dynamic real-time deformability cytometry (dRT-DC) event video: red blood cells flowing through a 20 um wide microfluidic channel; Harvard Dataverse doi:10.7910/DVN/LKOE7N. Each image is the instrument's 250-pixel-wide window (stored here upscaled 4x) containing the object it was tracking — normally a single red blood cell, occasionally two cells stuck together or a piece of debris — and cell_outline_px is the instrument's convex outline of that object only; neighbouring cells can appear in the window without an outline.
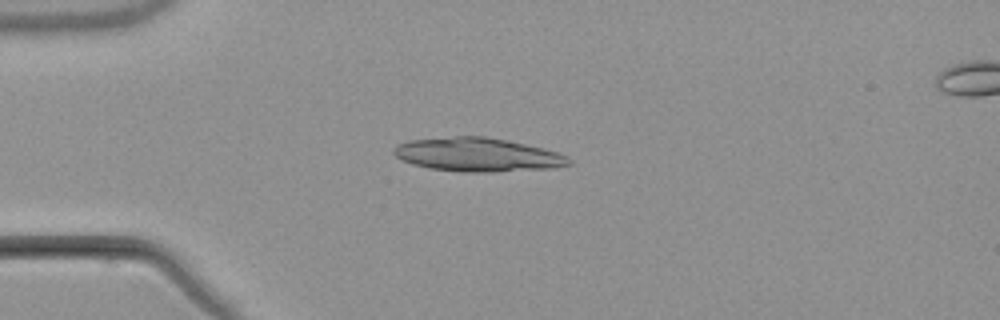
{"species": "common noctule bat (a hibernating species)", "species_latin": "Nyctalus noctula", "temperature_condition": "warm", "stored_images_in_passage": 6, "camera_frame_rate_fps": 3000, "um_per_image_px": 0.085, "animal": {"sex": "male", "body_mass_g": 21.5, "forearm_length_mm": 52.0}, "frame": {"image": 1, "passage_image": 4, "time_ms": 4.333, "image_size_px": [1000, 320], "cell_outline_px": [[572, 164], [556, 168], [492, 172], [464, 172], [428, 168], [412, 164], [396, 156], [392, 152], [392, 148], [396, 144], [408, 140], [456, 136], [484, 136], [544, 148], [568, 156], [572, 160]], "centroid_in_image_um": [40.6, 13.15], "position_along_channel_um": 44.4, "area_um2": 34.56}}